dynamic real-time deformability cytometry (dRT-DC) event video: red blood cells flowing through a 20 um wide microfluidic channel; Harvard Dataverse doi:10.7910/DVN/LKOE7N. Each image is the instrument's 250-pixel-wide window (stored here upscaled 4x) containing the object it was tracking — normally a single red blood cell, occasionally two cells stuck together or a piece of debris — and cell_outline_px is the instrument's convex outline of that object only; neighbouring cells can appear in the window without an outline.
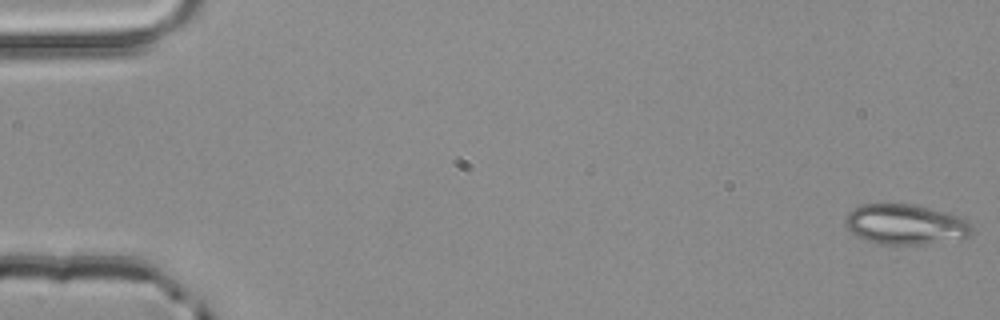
{"species": "common noctule bat (a hibernating species)", "species_latin": "Nyctalus noctula", "temperature_condition": "room temperature", "stored_images_in_passage": 4, "camera_frame_rate_fps": 3000, "um_per_image_px": 0.085, "animal": {"sex": "male", "body_mass_g": 20.4}, "frame": {"image": 1, "passage_image": 4, "time_ms": 1.0, "image_size_px": [1000, 320], "cell_outline_px": [[972, 236], [920, 244], [880, 244], [864, 240], [856, 236], [844, 224], [844, 220], [848, 212], [864, 204], [912, 204], [944, 212], [956, 216], [964, 220], [972, 228]], "centroid_in_image_um": [76.89, 19.08], "position_along_channel_um": 8.1, "area_um2": 29.13}}